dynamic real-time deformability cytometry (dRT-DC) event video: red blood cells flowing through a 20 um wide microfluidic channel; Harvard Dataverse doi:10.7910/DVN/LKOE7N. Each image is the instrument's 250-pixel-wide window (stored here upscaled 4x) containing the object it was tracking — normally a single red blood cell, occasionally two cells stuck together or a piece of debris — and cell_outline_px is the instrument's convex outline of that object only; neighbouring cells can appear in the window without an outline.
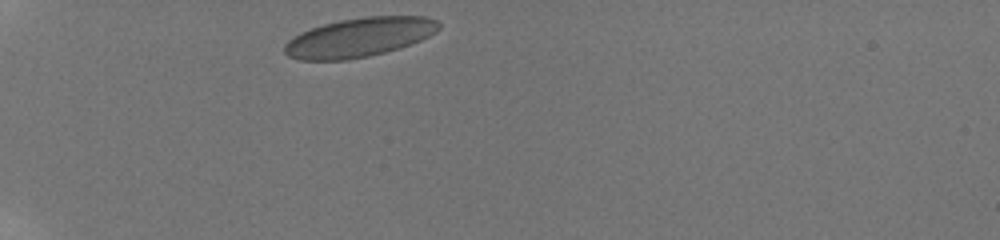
{"species": "human", "species_latin": "Homo sapiens", "temperature_condition": "room temperature", "stored_images_in_passage": 33, "camera_frame_rate_fps": 3000, "um_per_image_px": 0.085, "donor": {"sex": "male"}, "frame": {"image": 1, "passage_image": 1, "time_ms": 0.0, "image_size_px": [1000, 240], "cell_outline_px": [[440, 28], [436, 32], [412, 44], [400, 48], [368, 56], [348, 60], [300, 60], [288, 56], [284, 52], [284, 44], [292, 36], [300, 32], [324, 24], [340, 20], [364, 16], [424, 16], [436, 20], [440, 24]], "centroid_in_image_um": [30.53, 3.17], "position_along_channel_um": 54.5, "area_um2": 35.32}}
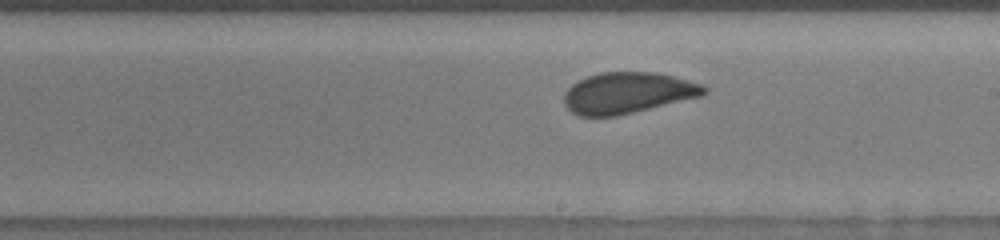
{"frame": {"image": 2, "passage_image": 18, "time_ms": 5.667, "image_size_px": [1000, 240], "cell_outline_px": [[708, 92], [700, 96], [616, 116], [576, 116], [564, 104], [564, 92], [572, 84], [588, 76], [600, 72], [656, 72], [704, 84], [708, 88]], "centroid_in_image_um": [53.34, 7.89], "position_along_channel_um": 235.7, "area_um2": 33.41}}
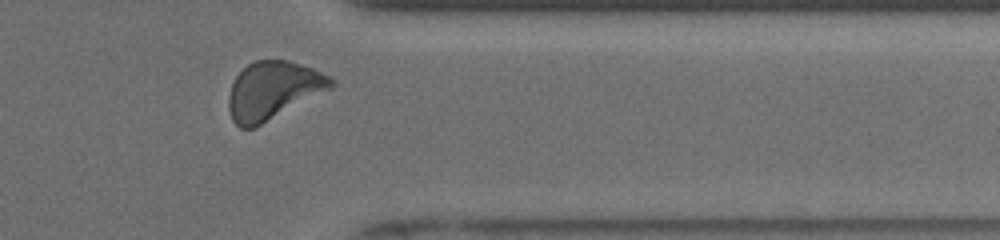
{"frame": {"image": 3, "passage_image": 30, "time_ms": 9.667, "image_size_px": [1000, 240], "cell_outline_px": [[336, 84], [332, 88], [256, 128], [240, 128], [232, 120], [228, 108], [228, 96], [232, 84], [236, 76], [248, 64], [256, 60], [288, 60], [312, 68], [328, 76]], "centroid_in_image_um": [23.19, 7.71], "position_along_channel_um": 388.2, "area_um2": 34.56}, "authors_computed_cell_mechanics": {"area_um2": 33.6396, "velocity_mm_per_s": 3.8456, "shape_relaxation_time_tau1_ms": 5.1383, "shape_relaxation_time_tau2_ms": null, "deformation_change_tau1": 0.1136, "deformation_change_tau2": null}}